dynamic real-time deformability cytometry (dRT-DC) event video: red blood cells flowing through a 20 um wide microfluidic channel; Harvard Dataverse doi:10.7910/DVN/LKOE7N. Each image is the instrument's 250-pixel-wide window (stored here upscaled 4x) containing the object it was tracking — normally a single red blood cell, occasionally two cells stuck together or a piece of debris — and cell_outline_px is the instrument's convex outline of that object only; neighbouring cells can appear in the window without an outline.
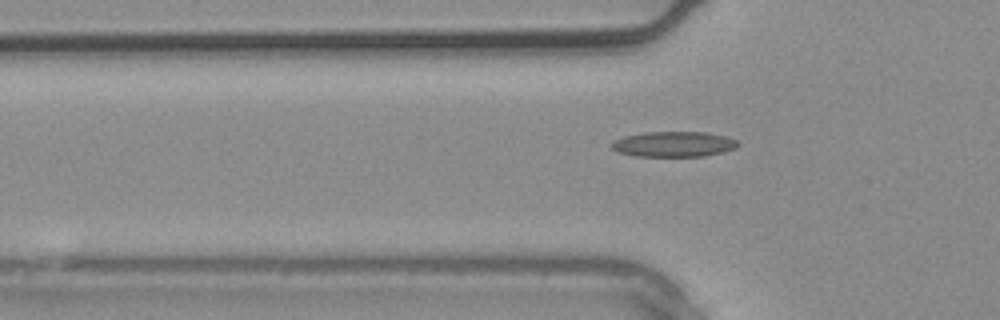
{"species": "common noctule bat (a hibernating species)", "species_latin": "Nyctalus noctula", "temperature_condition": "warm", "stored_images_in_passage": 4, "segment_of_instrument_passage": [2, 2], "camera_frame_rate_fps": 3000, "um_per_image_px": 0.085, "animal": {"sex": "male", "body_mass_g": 20.4}, "frame": {"image": 1, "passage_image": 4, "time_ms": 1.0, "image_size_px": [1000, 320], "cell_outline_px": [[740, 144], [736, 148], [724, 152], [704, 156], [636, 156], [620, 152], [612, 148], [612, 140], [624, 136], [644, 132], [704, 132], [724, 136], [736, 140]], "centroid_in_image_um": [57.28, 12.25], "position_along_channel_um": 68.5, "area_um2": 18.61}}